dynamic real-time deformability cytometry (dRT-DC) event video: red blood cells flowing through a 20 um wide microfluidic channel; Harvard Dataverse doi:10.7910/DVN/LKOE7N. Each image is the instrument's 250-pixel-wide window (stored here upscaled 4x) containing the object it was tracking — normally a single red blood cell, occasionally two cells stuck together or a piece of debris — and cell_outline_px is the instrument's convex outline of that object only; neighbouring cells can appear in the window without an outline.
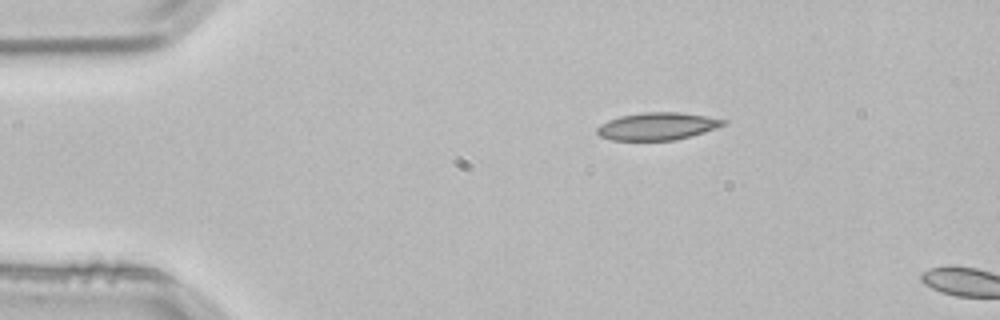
{"species": "common noctule bat (a hibernating species)", "species_latin": "Nyctalus noctula", "temperature_condition": "room temperature", "stored_images_in_passage": 2, "camera_frame_rate_fps": 3000, "um_per_image_px": 0.085, "animal": {"sex": "male", "body_mass_g": 21.5, "forearm_length_mm": 52.0}, "frame": {"image": 1, "passage_image": 1, "time_ms": 0.0, "image_size_px": [1000, 320], "cell_outline_px": [[728, 124], [692, 136], [676, 140], [612, 140], [600, 136], [596, 132], [596, 128], [600, 124], [608, 120], [620, 116], [644, 112], [680, 112], [728, 120]], "centroid_in_image_um": [55.89, 10.73], "position_along_channel_um": 29.1, "area_um2": 20.29}}